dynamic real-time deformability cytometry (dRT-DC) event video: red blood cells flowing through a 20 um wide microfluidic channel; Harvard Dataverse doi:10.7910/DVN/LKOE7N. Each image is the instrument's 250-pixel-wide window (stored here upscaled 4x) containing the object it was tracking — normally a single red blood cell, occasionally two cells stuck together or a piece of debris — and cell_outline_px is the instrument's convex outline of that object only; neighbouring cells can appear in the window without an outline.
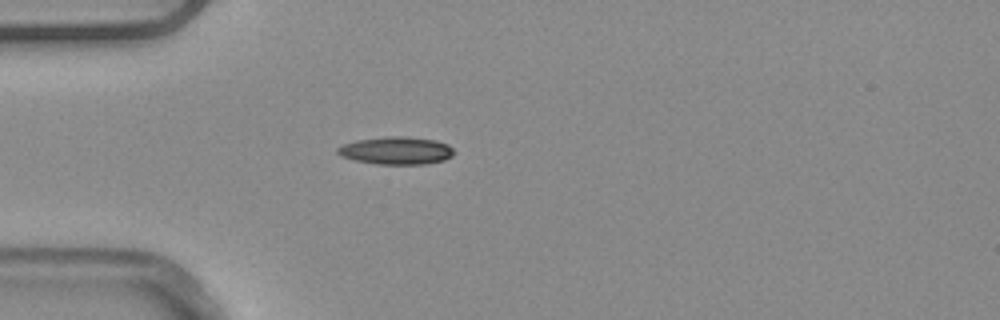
{"species": "common noctule bat (a hibernating species)", "species_latin": "Nyctalus noctula", "temperature_condition": "warm", "stored_images_in_passage": 38, "camera_frame_rate_fps": 3000, "um_per_image_px": 0.085, "animal": {"sex": "male", "body_mass_g": 20.4}, "frame": {"image": 1, "passage_image": 1, "time_ms": 0.0, "image_size_px": [1000, 320], "cell_outline_px": [[456, 152], [452, 156], [444, 160], [424, 164], [376, 164], [356, 160], [340, 156], [336, 152], [336, 148], [344, 144], [356, 140], [388, 136], [404, 136], [436, 140], [448, 144]], "centroid_in_image_um": [33.69, 12.79], "position_along_channel_um": 51.3, "area_um2": 18.84}}
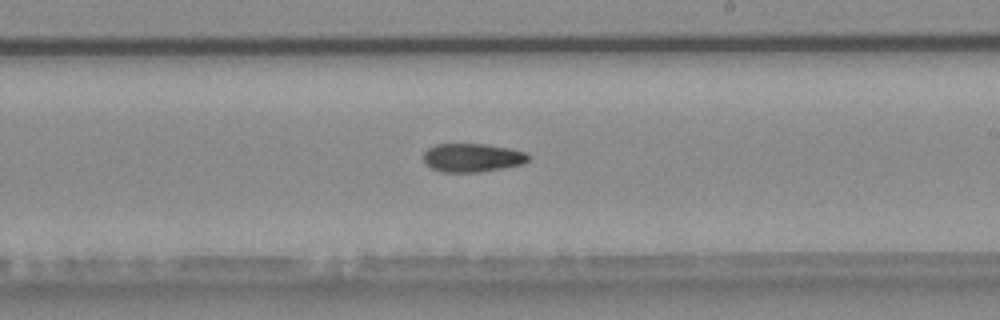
{"frame": {"image": 2, "passage_image": 17, "time_ms": 5.333, "image_size_px": [1000, 320], "cell_outline_px": [[532, 156], [524, 164], [480, 172], [440, 172], [424, 164], [424, 152], [428, 148], [436, 144], [484, 144], [508, 148], [524, 152]], "centroid_in_image_um": [40.14, 13.41], "position_along_channel_um": 248.9, "area_um2": 17.51}}
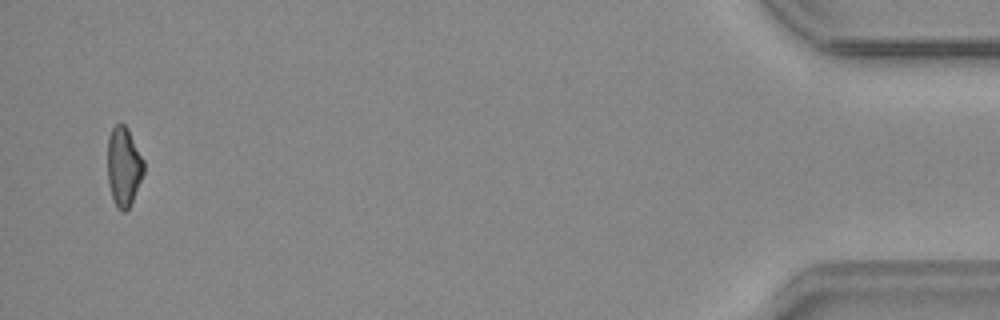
{"frame": {"image": 3, "passage_image": 37, "time_ms": 12.0, "image_size_px": [1000, 320], "cell_outline_px": [[144, 172], [132, 200], [128, 208], [124, 212], [116, 208], [108, 184], [108, 136], [112, 128], [116, 124], [124, 124], [128, 128], [144, 160]], "centroid_in_image_um": [10.51, 14.14], "position_along_channel_um": 424.7, "area_um2": 16.65}, "authors_computed_cell_mechanics": {"area_um2": 17.6868, "velocity_mm_per_s": 3.9033, "shape_relaxation_time_tau1_ms": 10.2905, "shape_relaxation_time_tau2_ms": 3.9045, "deformation_change_tau1": 0.2255, "deformation_change_tau2": 0.1076}}